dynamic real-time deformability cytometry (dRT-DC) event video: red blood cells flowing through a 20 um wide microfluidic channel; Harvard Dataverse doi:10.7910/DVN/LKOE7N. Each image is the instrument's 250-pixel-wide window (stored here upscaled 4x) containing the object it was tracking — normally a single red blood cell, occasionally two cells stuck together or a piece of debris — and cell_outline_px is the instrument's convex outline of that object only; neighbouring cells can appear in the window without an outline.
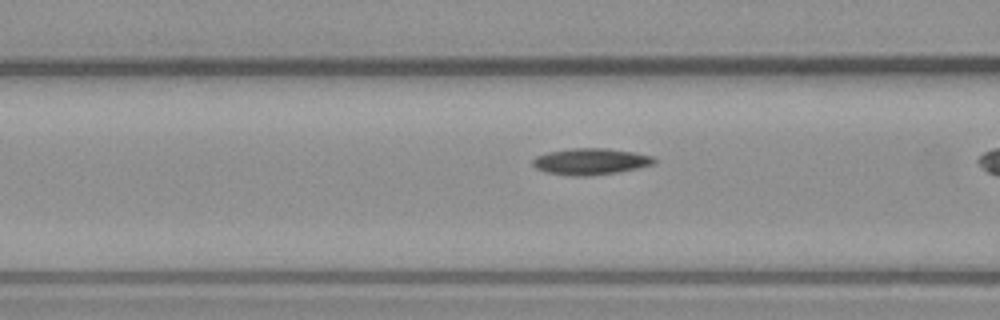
{"species": "common noctule bat (a hibernating species)", "species_latin": "Nyctalus noctula", "temperature_condition": "warm", "stored_images_in_passage": 18, "camera_frame_rate_fps": 3000, "um_per_image_px": 0.085, "animal": {"sex": "male", "body_mass_g": 23.1, "forearm_length_mm": 52.7}, "frame": {"image": 1, "passage_image": 16, "time_ms": 5.0, "image_size_px": [1000, 320], "cell_outline_px": [[656, 164], [616, 172], [588, 176], [568, 176], [544, 172], [536, 168], [532, 164], [532, 160], [536, 156], [548, 152], [572, 148], [608, 148], [636, 152], [652, 156], [656, 160]], "centroid_in_image_um": [50.19, 13.72], "position_along_channel_um": 116.4, "area_um2": 18.84}}